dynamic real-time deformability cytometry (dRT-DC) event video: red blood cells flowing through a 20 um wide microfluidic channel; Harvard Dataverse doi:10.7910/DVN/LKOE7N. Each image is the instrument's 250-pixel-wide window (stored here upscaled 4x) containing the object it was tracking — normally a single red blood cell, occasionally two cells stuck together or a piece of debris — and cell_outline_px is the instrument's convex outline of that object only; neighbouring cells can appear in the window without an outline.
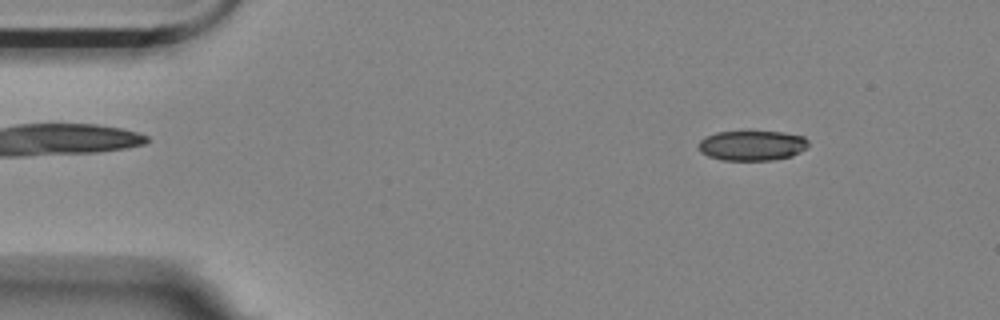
{"species": "Egyptian fruit bat (a non-hibernating species)", "species_latin": "Rousettus aegyptiacus", "temperature_condition": "room temperature", "stored_images_in_passage": 55, "camera_frame_rate_fps": 3000, "um_per_image_px": 0.085, "animal": {"sex": "female"}, "frame": {"image": 1, "passage_image": 6, "time_ms": 1.667, "image_size_px": [1000, 320], "cell_outline_px": [[808, 144], [800, 152], [792, 156], [772, 160], [720, 160], [708, 156], [700, 152], [700, 140], [716, 132], [784, 132], [804, 136], [808, 140]], "centroid_in_image_um": [63.94, 12.37], "position_along_channel_um": 21.1, "area_um2": 19.07}}
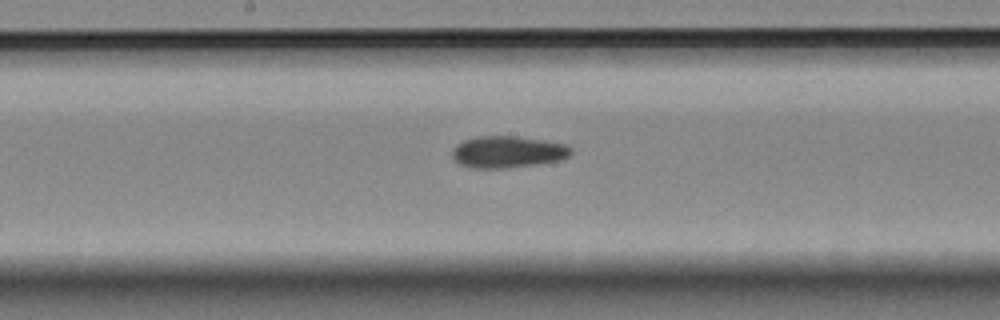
{"frame": {"image": 2, "passage_image": 28, "time_ms": 9.0, "image_size_px": [1000, 320], "cell_outline_px": [[572, 152], [568, 156], [560, 160], [536, 164], [508, 168], [468, 168], [460, 164], [452, 156], [452, 148], [456, 144], [464, 140], [476, 136], [516, 136], [544, 140], [568, 144], [572, 148]], "centroid_in_image_um": [43.15, 12.91], "position_along_channel_um": 205.1, "area_um2": 22.2}}
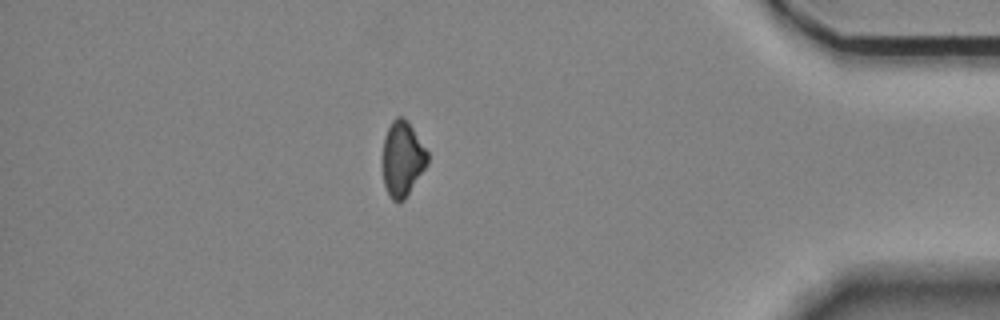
{"frame": {"image": 3, "passage_image": 48, "time_ms": 15.667, "image_size_px": [1000, 320], "cell_outline_px": [[428, 164], [404, 200], [396, 204], [388, 196], [384, 184], [384, 136], [392, 120], [396, 116], [404, 116], [408, 120], [428, 152]], "centroid_in_image_um": [34.22, 13.5], "position_along_channel_um": 401.0, "area_um2": 19.71}, "authors_computed_cell_mechanics": {"area_um2": 20.9236, "velocity_mm_per_s": 3.5337, "shape_relaxation_time_tau1_ms": 9.0339, "shape_relaxation_time_tau2_ms": 8.9859, "deformation_change_tau1": 0.1414, "deformation_change_tau2": 0.1316}}